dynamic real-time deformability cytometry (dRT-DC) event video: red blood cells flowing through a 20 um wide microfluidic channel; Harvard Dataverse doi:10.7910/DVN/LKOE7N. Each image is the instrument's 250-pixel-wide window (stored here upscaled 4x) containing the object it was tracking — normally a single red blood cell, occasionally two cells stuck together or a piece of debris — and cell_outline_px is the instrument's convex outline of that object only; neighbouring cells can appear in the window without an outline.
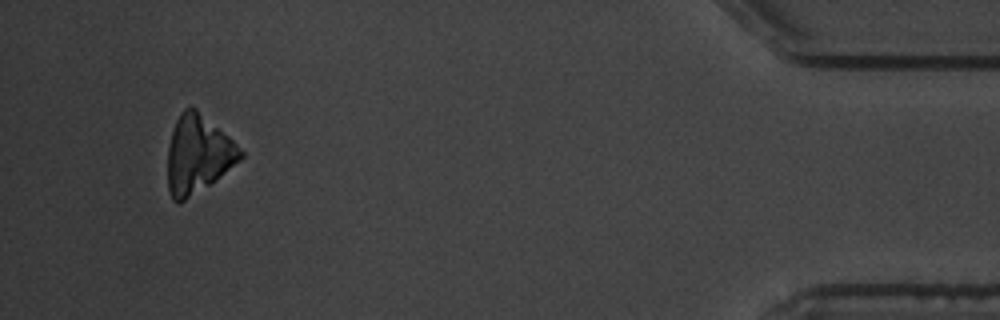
{"species": "common noctule bat (a hibernating species)", "species_latin": "Nyctalus noctula", "temperature_condition": "warm", "stored_images_in_passage": 17, "camera_frame_rate_fps": 3000, "um_per_image_px": 0.085, "animal": {"sex": "male", "body_mass_g": 19.5, "forearm_length_mm": 54.6}, "frame": {"image": 1, "passage_image": 17, "time_ms": 19.0, "image_size_px": [1000, 320], "cell_outline_px": [[244, 156], [240, 160], [208, 184], [180, 204], [176, 204], [172, 200], [168, 192], [168, 148], [172, 132], [176, 120], [180, 112], [184, 108], [196, 108], [228, 136], [244, 152]], "centroid_in_image_um": [16.79, 13.13], "position_along_channel_um": 418.4, "area_um2": 32.54}, "authors_computed_cell_mechanics": {"area_um2": 18.0914, "velocity_mm_per_s": 3.3937, "shape_relaxation_time_tau1_ms": 1.6904, "shape_relaxation_time_tau2_ms": 1.9106, "deformation_change_tau1": 0.0887, "deformation_change_tau2": 0.0536}}